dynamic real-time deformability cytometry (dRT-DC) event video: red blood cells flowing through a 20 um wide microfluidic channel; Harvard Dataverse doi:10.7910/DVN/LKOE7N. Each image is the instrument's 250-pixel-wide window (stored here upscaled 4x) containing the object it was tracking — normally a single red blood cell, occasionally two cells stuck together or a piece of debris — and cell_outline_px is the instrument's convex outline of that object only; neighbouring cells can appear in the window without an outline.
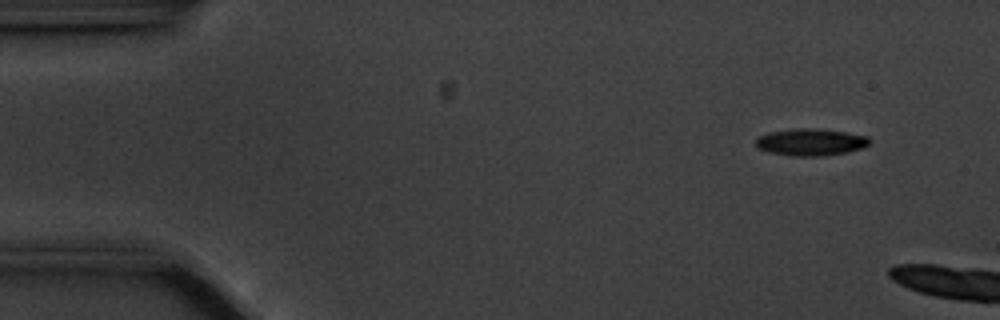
{"species": "common noctule bat (a hibernating species)", "species_latin": "Nyctalus noctula", "temperature_condition": "cold", "stored_images_in_passage": 5, "camera_frame_rate_fps": 3000, "um_per_image_px": 0.085, "animal": {"sex": "male", "body_mass_g": 20.1, "forearm_length_mm": 53.5}, "frame": {"image": 1, "passage_image": 1, "time_ms": 0.0, "image_size_px": [1000, 320], "cell_outline_px": [[872, 140], [864, 148], [848, 152], [824, 156], [792, 156], [768, 152], [756, 148], [756, 140], [760, 136], [768, 132], [796, 128], [812, 128], [844, 132], [868, 136]], "centroid_in_image_um": [68.92, 12.09], "position_along_channel_um": 16.1, "area_um2": 18.03}}